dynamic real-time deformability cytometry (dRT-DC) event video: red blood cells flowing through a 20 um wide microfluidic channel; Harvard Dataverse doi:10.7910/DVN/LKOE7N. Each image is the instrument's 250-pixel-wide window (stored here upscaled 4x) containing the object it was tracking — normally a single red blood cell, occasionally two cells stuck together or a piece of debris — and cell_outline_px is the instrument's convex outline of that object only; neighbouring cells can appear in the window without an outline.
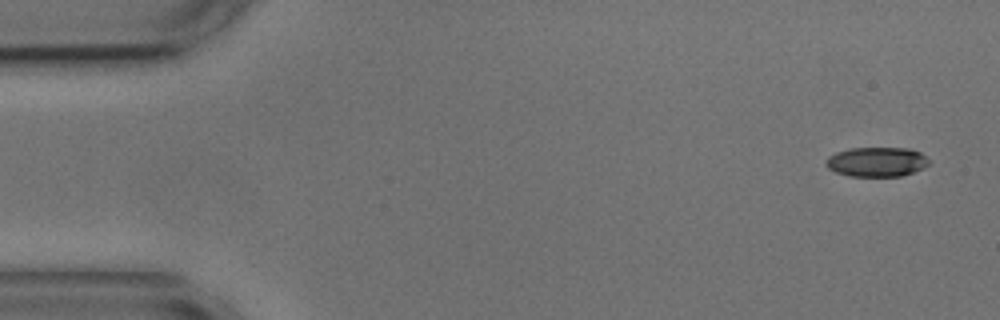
{"species": "common noctule bat (a hibernating species)", "species_latin": "Nyctalus noctula", "temperature_condition": "cold", "stored_images_in_passage": 6, "camera_frame_rate_fps": 3000, "um_per_image_px": 0.085, "animal": {"sex": "male", "body_mass_g": 17.9, "forearm_length_mm": 54.2}, "frame": {"image": 1, "passage_image": 1, "time_ms": 0.0, "image_size_px": [1000, 320], "cell_outline_px": [[928, 164], [924, 168], [900, 176], [848, 176], [836, 172], [828, 168], [824, 164], [828, 156], [836, 152], [852, 148], [908, 148], [920, 152], [928, 160]], "centroid_in_image_um": [74.49, 13.76], "position_along_channel_um": 10.5, "area_um2": 17.69}}
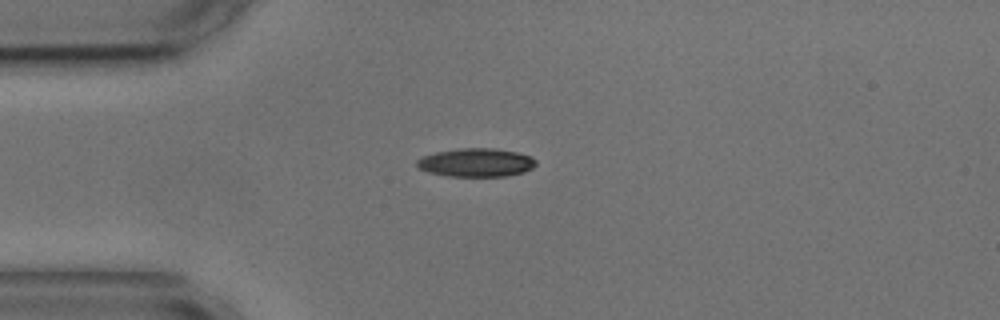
{"frame": {"image": 2, "passage_image": 4, "time_ms": 3.667, "image_size_px": [1000, 320], "cell_outline_px": [[536, 164], [532, 168], [524, 172], [508, 176], [448, 176], [428, 172], [416, 168], [416, 160], [424, 156], [436, 152], [460, 148], [492, 148], [516, 152], [532, 156], [536, 160]], "centroid_in_image_um": [40.47, 13.82], "position_along_channel_um": 44.5, "area_um2": 19.83}}
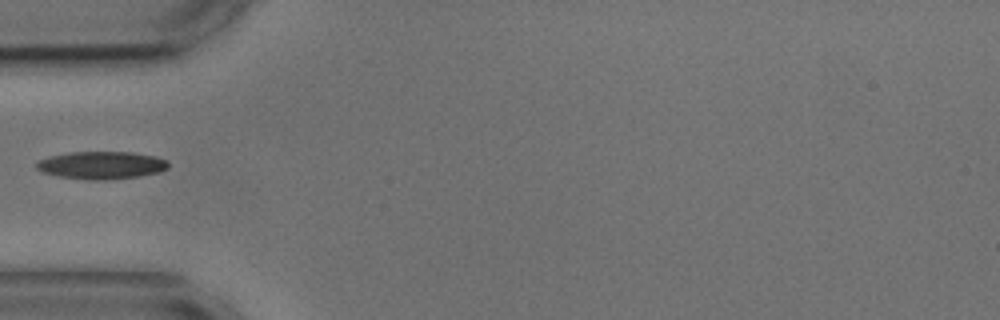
{"frame": {"image": 3, "passage_image": 5, "time_ms": 5.0, "image_size_px": [1000, 320], "cell_outline_px": [[168, 168], [160, 172], [140, 176], [112, 180], [88, 180], [56, 176], [44, 172], [36, 168], [36, 160], [48, 156], [68, 152], [132, 152], [156, 156], [168, 160]], "centroid_in_image_um": [8.62, 14.04], "position_along_channel_um": 76.4, "area_um2": 21.62}}